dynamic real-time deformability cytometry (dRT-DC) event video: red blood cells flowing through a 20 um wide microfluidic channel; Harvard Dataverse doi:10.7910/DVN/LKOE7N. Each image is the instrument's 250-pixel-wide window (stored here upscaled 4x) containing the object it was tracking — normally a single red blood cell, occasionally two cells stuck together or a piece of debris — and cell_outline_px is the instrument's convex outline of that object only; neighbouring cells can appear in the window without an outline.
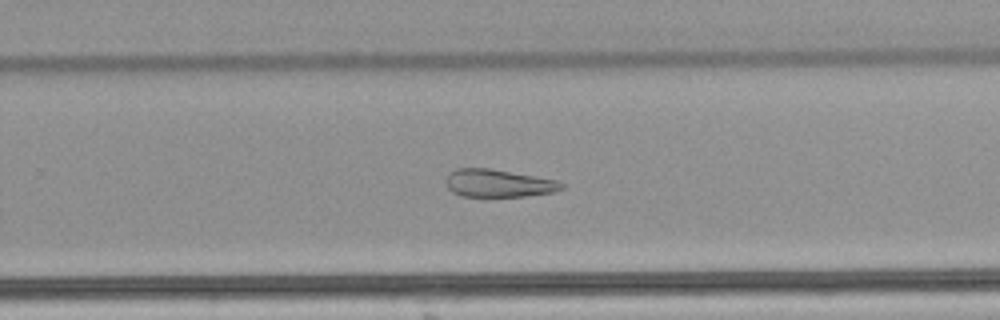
{"species": "common noctule bat (a hibernating species)", "species_latin": "Nyctalus noctula", "temperature_condition": "warm", "stored_images_in_passage": 29, "camera_frame_rate_fps": 3000, "um_per_image_px": 0.085, "animal": {"sex": "male", "body_mass_g": 21.5, "forearm_length_mm": 52.0}, "frame": {"image": 1, "passage_image": 21, "time_ms": 6.667, "image_size_px": [1000, 320], "cell_outline_px": [[564, 188], [552, 192], [524, 196], [460, 196], [452, 192], [444, 184], [444, 180], [448, 172], [456, 168], [488, 168], [556, 180], [564, 184]], "centroid_in_image_um": [42.27, 15.57], "position_along_channel_um": 287.5, "area_um2": 18.67}}